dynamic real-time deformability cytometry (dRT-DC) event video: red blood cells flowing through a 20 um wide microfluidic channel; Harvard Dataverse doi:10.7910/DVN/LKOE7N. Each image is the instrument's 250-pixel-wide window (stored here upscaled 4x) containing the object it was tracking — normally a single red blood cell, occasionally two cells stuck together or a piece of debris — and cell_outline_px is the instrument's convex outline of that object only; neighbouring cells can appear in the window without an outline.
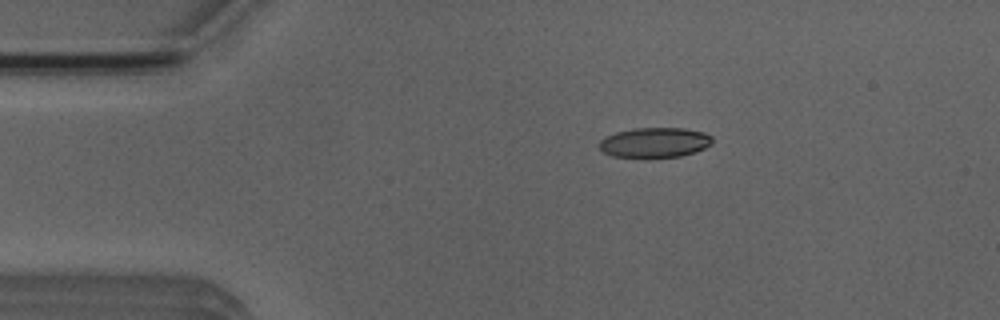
{"species": "Egyptian fruit bat (a non-hibernating species)", "species_latin": "Rousettus aegyptiacus", "temperature_condition": "room temperature", "stored_images_in_passage": 4, "camera_frame_rate_fps": 3000, "um_per_image_px": 0.085, "animal": {"sex": "male"}, "frame": {"image": 1, "passage_image": 2, "time_ms": 2.0, "image_size_px": [1000, 320], "cell_outline_px": [[712, 144], [696, 152], [680, 156], [648, 160], [644, 160], [612, 156], [604, 152], [600, 148], [600, 140], [604, 136], [616, 132], [636, 128], [684, 128], [704, 132], [712, 136]], "centroid_in_image_um": [55.64, 12.15], "position_along_channel_um": 29.4, "area_um2": 20.52}}
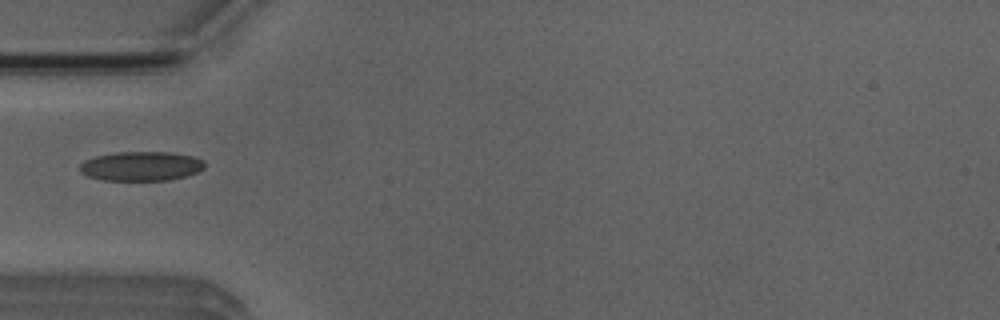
{"frame": {"image": 2, "passage_image": 4, "time_ms": 4.333, "image_size_px": [1000, 320], "cell_outline_px": [[204, 168], [188, 176], [168, 180], [100, 180], [88, 176], [80, 172], [80, 164], [84, 160], [96, 156], [116, 152], [168, 152], [192, 156], [204, 160]], "centroid_in_image_um": [11.98, 14.12], "position_along_channel_um": 73.0, "area_um2": 21.39}}